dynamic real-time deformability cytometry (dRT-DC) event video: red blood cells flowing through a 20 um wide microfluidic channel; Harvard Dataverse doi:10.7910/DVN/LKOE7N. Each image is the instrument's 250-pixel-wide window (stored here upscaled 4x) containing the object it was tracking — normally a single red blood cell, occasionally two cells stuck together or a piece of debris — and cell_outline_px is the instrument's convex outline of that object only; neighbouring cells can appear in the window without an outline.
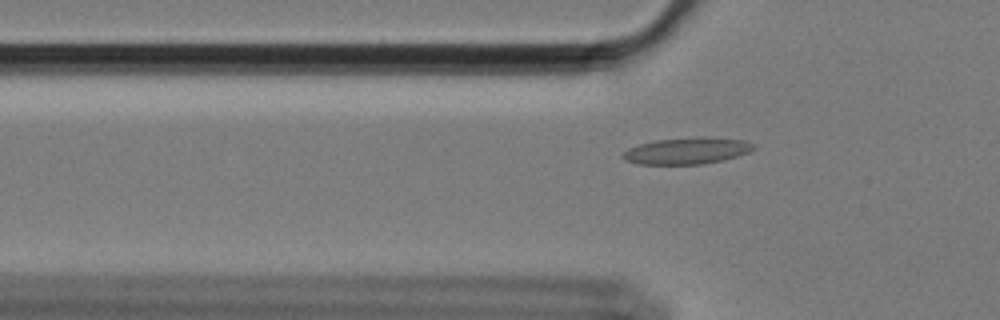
{"species": "Egyptian fruit bat (a non-hibernating species)", "species_latin": "Rousettus aegyptiacus", "temperature_condition": "cold", "stored_images_in_passage": 59, "camera_frame_rate_fps": 3000, "um_per_image_px": 0.085, "animal": {"sex": "female"}, "frame": {"image": 1, "passage_image": 19, "time_ms": 6.0, "image_size_px": [1000, 320], "cell_outline_px": [[756, 148], [752, 152], [724, 160], [704, 164], [636, 164], [624, 160], [620, 156], [628, 148], [640, 144], [656, 140], [700, 136], [708, 136], [744, 140], [756, 144]], "centroid_in_image_um": [58.45, 12.81], "position_along_channel_um": 67.4, "area_um2": 20.69}}
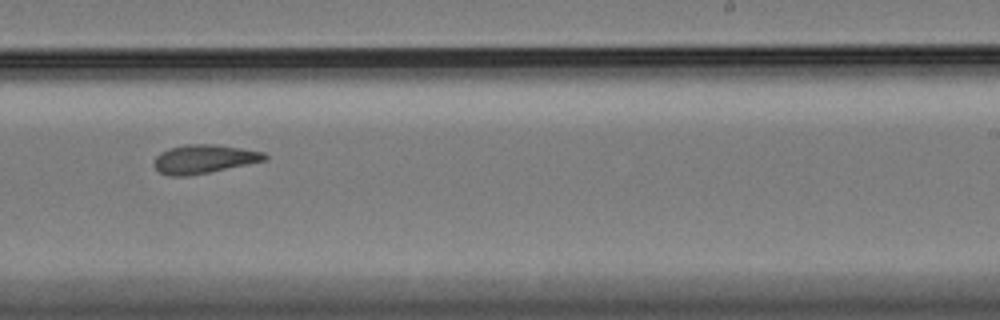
{"frame": {"image": 2, "passage_image": 37, "time_ms": 12.0, "image_size_px": [1000, 320], "cell_outline_px": [[268, 160], [188, 176], [168, 176], [160, 172], [152, 164], [156, 156], [160, 152], [168, 148], [188, 144], [216, 144], [264, 152], [268, 156]], "centroid_in_image_um": [17.32, 13.51], "position_along_channel_um": 271.7, "area_um2": 18.55}}
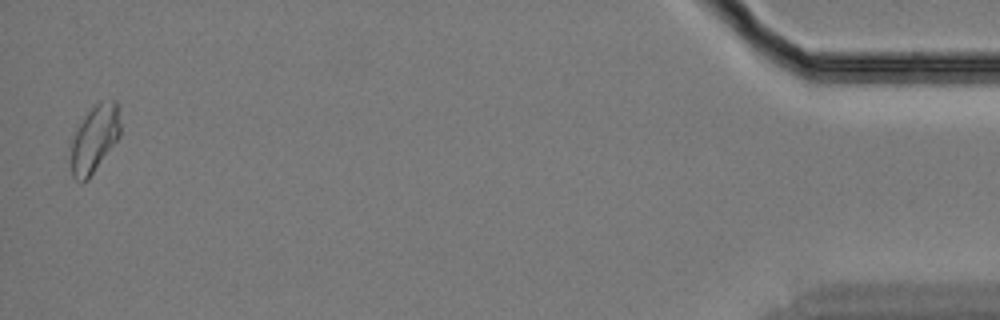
{"frame": {"image": 3, "passage_image": 58, "time_ms": 19.0, "image_size_px": [1000, 320], "cell_outline_px": [[120, 136], [88, 180], [76, 180], [72, 176], [72, 140], [80, 124], [88, 112], [100, 100], [116, 100], [120, 124]], "centroid_in_image_um": [8.06, 11.78], "position_along_channel_um": 427.1, "area_um2": 18.84}, "authors_computed_cell_mechanics": {"area_um2": 18.8428, "velocity_mm_per_s": 3.4036, "shape_relaxation_time_tau1_ms": null, "shape_relaxation_time_tau2_ms": 4.2873, "deformation_change_tau1": null, "deformation_change_tau2": 0.0913}}